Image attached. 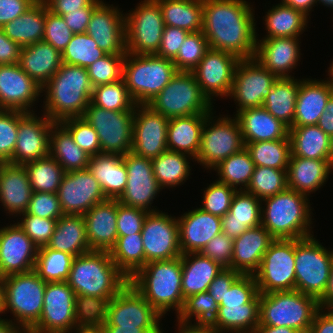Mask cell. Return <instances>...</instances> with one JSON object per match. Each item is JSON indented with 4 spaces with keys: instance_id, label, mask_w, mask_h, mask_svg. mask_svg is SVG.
Here are the masks:
<instances>
[{
    "instance_id": "obj_1",
    "label": "cell",
    "mask_w": 333,
    "mask_h": 333,
    "mask_svg": "<svg viewBox=\"0 0 333 333\" xmlns=\"http://www.w3.org/2000/svg\"><path fill=\"white\" fill-rule=\"evenodd\" d=\"M253 12L245 0H203L202 32L209 48L254 58L258 37Z\"/></svg>"
},
{
    "instance_id": "obj_2",
    "label": "cell",
    "mask_w": 333,
    "mask_h": 333,
    "mask_svg": "<svg viewBox=\"0 0 333 333\" xmlns=\"http://www.w3.org/2000/svg\"><path fill=\"white\" fill-rule=\"evenodd\" d=\"M93 86L87 69L62 63L58 71L42 87L44 113L54 122L82 117L91 102Z\"/></svg>"
},
{
    "instance_id": "obj_3",
    "label": "cell",
    "mask_w": 333,
    "mask_h": 333,
    "mask_svg": "<svg viewBox=\"0 0 333 333\" xmlns=\"http://www.w3.org/2000/svg\"><path fill=\"white\" fill-rule=\"evenodd\" d=\"M129 283L162 316L171 308L178 316L185 302L182 294V255L146 263L129 279Z\"/></svg>"
},
{
    "instance_id": "obj_4",
    "label": "cell",
    "mask_w": 333,
    "mask_h": 333,
    "mask_svg": "<svg viewBox=\"0 0 333 333\" xmlns=\"http://www.w3.org/2000/svg\"><path fill=\"white\" fill-rule=\"evenodd\" d=\"M66 282L76 295L111 299L129 279L115 265L109 251L93 250L74 257Z\"/></svg>"
},
{
    "instance_id": "obj_5",
    "label": "cell",
    "mask_w": 333,
    "mask_h": 333,
    "mask_svg": "<svg viewBox=\"0 0 333 333\" xmlns=\"http://www.w3.org/2000/svg\"><path fill=\"white\" fill-rule=\"evenodd\" d=\"M261 201L266 203L261 207V225L274 239H302L312 235L308 196L287 188Z\"/></svg>"
},
{
    "instance_id": "obj_6",
    "label": "cell",
    "mask_w": 333,
    "mask_h": 333,
    "mask_svg": "<svg viewBox=\"0 0 333 333\" xmlns=\"http://www.w3.org/2000/svg\"><path fill=\"white\" fill-rule=\"evenodd\" d=\"M320 309L318 300L294 289L260 293L259 325L290 327L309 333L313 317Z\"/></svg>"
},
{
    "instance_id": "obj_7",
    "label": "cell",
    "mask_w": 333,
    "mask_h": 333,
    "mask_svg": "<svg viewBox=\"0 0 333 333\" xmlns=\"http://www.w3.org/2000/svg\"><path fill=\"white\" fill-rule=\"evenodd\" d=\"M172 60L155 54L136 55L126 52L122 78L137 105H147L177 73Z\"/></svg>"
},
{
    "instance_id": "obj_8",
    "label": "cell",
    "mask_w": 333,
    "mask_h": 333,
    "mask_svg": "<svg viewBox=\"0 0 333 333\" xmlns=\"http://www.w3.org/2000/svg\"><path fill=\"white\" fill-rule=\"evenodd\" d=\"M45 287L35 270L5 276L1 314L11 311L14 323L29 332L40 319Z\"/></svg>"
},
{
    "instance_id": "obj_9",
    "label": "cell",
    "mask_w": 333,
    "mask_h": 333,
    "mask_svg": "<svg viewBox=\"0 0 333 333\" xmlns=\"http://www.w3.org/2000/svg\"><path fill=\"white\" fill-rule=\"evenodd\" d=\"M147 105L169 119L213 111V103L202 93L193 72L186 71H178Z\"/></svg>"
},
{
    "instance_id": "obj_10",
    "label": "cell",
    "mask_w": 333,
    "mask_h": 333,
    "mask_svg": "<svg viewBox=\"0 0 333 333\" xmlns=\"http://www.w3.org/2000/svg\"><path fill=\"white\" fill-rule=\"evenodd\" d=\"M313 236L295 239V289L318 300L326 290L333 250L328 251Z\"/></svg>"
},
{
    "instance_id": "obj_11",
    "label": "cell",
    "mask_w": 333,
    "mask_h": 333,
    "mask_svg": "<svg viewBox=\"0 0 333 333\" xmlns=\"http://www.w3.org/2000/svg\"><path fill=\"white\" fill-rule=\"evenodd\" d=\"M212 112L205 119L200 148L194 160L210 170L245 147L236 117L222 116L215 121Z\"/></svg>"
},
{
    "instance_id": "obj_12",
    "label": "cell",
    "mask_w": 333,
    "mask_h": 333,
    "mask_svg": "<svg viewBox=\"0 0 333 333\" xmlns=\"http://www.w3.org/2000/svg\"><path fill=\"white\" fill-rule=\"evenodd\" d=\"M125 13L126 52L136 55L156 54L165 27L156 0H144Z\"/></svg>"
},
{
    "instance_id": "obj_13",
    "label": "cell",
    "mask_w": 333,
    "mask_h": 333,
    "mask_svg": "<svg viewBox=\"0 0 333 333\" xmlns=\"http://www.w3.org/2000/svg\"><path fill=\"white\" fill-rule=\"evenodd\" d=\"M97 132L101 153L125 155L133 144L134 111H113L91 102L82 116Z\"/></svg>"
},
{
    "instance_id": "obj_14",
    "label": "cell",
    "mask_w": 333,
    "mask_h": 333,
    "mask_svg": "<svg viewBox=\"0 0 333 333\" xmlns=\"http://www.w3.org/2000/svg\"><path fill=\"white\" fill-rule=\"evenodd\" d=\"M259 293L295 289V239H274L254 274Z\"/></svg>"
},
{
    "instance_id": "obj_15",
    "label": "cell",
    "mask_w": 333,
    "mask_h": 333,
    "mask_svg": "<svg viewBox=\"0 0 333 333\" xmlns=\"http://www.w3.org/2000/svg\"><path fill=\"white\" fill-rule=\"evenodd\" d=\"M75 296L66 281L47 282L40 319L28 333H76Z\"/></svg>"
},
{
    "instance_id": "obj_16",
    "label": "cell",
    "mask_w": 333,
    "mask_h": 333,
    "mask_svg": "<svg viewBox=\"0 0 333 333\" xmlns=\"http://www.w3.org/2000/svg\"><path fill=\"white\" fill-rule=\"evenodd\" d=\"M278 77L256 59H240L229 96L238 103L237 113L247 108L262 107L270 87Z\"/></svg>"
},
{
    "instance_id": "obj_17",
    "label": "cell",
    "mask_w": 333,
    "mask_h": 333,
    "mask_svg": "<svg viewBox=\"0 0 333 333\" xmlns=\"http://www.w3.org/2000/svg\"><path fill=\"white\" fill-rule=\"evenodd\" d=\"M162 315L128 283L108 304L107 321L103 326L160 328Z\"/></svg>"
},
{
    "instance_id": "obj_18",
    "label": "cell",
    "mask_w": 333,
    "mask_h": 333,
    "mask_svg": "<svg viewBox=\"0 0 333 333\" xmlns=\"http://www.w3.org/2000/svg\"><path fill=\"white\" fill-rule=\"evenodd\" d=\"M142 243L145 264L169 260L182 255L179 245L178 220L165 212H149L144 220Z\"/></svg>"
},
{
    "instance_id": "obj_19",
    "label": "cell",
    "mask_w": 333,
    "mask_h": 333,
    "mask_svg": "<svg viewBox=\"0 0 333 333\" xmlns=\"http://www.w3.org/2000/svg\"><path fill=\"white\" fill-rule=\"evenodd\" d=\"M127 168V183L124 193L118 201L126 206L137 207L148 212H157L151 208L153 199L162 190L153 173L152 160L132 152L123 155Z\"/></svg>"
},
{
    "instance_id": "obj_20",
    "label": "cell",
    "mask_w": 333,
    "mask_h": 333,
    "mask_svg": "<svg viewBox=\"0 0 333 333\" xmlns=\"http://www.w3.org/2000/svg\"><path fill=\"white\" fill-rule=\"evenodd\" d=\"M239 61L232 53L209 49L192 71L202 93L211 103L215 100L213 97H229Z\"/></svg>"
},
{
    "instance_id": "obj_21",
    "label": "cell",
    "mask_w": 333,
    "mask_h": 333,
    "mask_svg": "<svg viewBox=\"0 0 333 333\" xmlns=\"http://www.w3.org/2000/svg\"><path fill=\"white\" fill-rule=\"evenodd\" d=\"M57 195L64 215H83L95 204L107 200L88 168L66 172Z\"/></svg>"
},
{
    "instance_id": "obj_22",
    "label": "cell",
    "mask_w": 333,
    "mask_h": 333,
    "mask_svg": "<svg viewBox=\"0 0 333 333\" xmlns=\"http://www.w3.org/2000/svg\"><path fill=\"white\" fill-rule=\"evenodd\" d=\"M169 118L155 112L148 105H136L133 118L131 152L153 160L167 149Z\"/></svg>"
},
{
    "instance_id": "obj_23",
    "label": "cell",
    "mask_w": 333,
    "mask_h": 333,
    "mask_svg": "<svg viewBox=\"0 0 333 333\" xmlns=\"http://www.w3.org/2000/svg\"><path fill=\"white\" fill-rule=\"evenodd\" d=\"M42 116L19 111L17 141L9 163L24 165L49 155L50 131L55 122Z\"/></svg>"
},
{
    "instance_id": "obj_24",
    "label": "cell",
    "mask_w": 333,
    "mask_h": 333,
    "mask_svg": "<svg viewBox=\"0 0 333 333\" xmlns=\"http://www.w3.org/2000/svg\"><path fill=\"white\" fill-rule=\"evenodd\" d=\"M38 247L17 223L0 228V276L34 270Z\"/></svg>"
},
{
    "instance_id": "obj_25",
    "label": "cell",
    "mask_w": 333,
    "mask_h": 333,
    "mask_svg": "<svg viewBox=\"0 0 333 333\" xmlns=\"http://www.w3.org/2000/svg\"><path fill=\"white\" fill-rule=\"evenodd\" d=\"M125 15L103 1L94 9L86 33L106 54H126Z\"/></svg>"
},
{
    "instance_id": "obj_26",
    "label": "cell",
    "mask_w": 333,
    "mask_h": 333,
    "mask_svg": "<svg viewBox=\"0 0 333 333\" xmlns=\"http://www.w3.org/2000/svg\"><path fill=\"white\" fill-rule=\"evenodd\" d=\"M41 93L42 87L19 64L0 65V109L33 113Z\"/></svg>"
},
{
    "instance_id": "obj_27",
    "label": "cell",
    "mask_w": 333,
    "mask_h": 333,
    "mask_svg": "<svg viewBox=\"0 0 333 333\" xmlns=\"http://www.w3.org/2000/svg\"><path fill=\"white\" fill-rule=\"evenodd\" d=\"M178 220L179 245L182 254L199 253L217 234L222 233L221 217L201 208L184 213Z\"/></svg>"
},
{
    "instance_id": "obj_28",
    "label": "cell",
    "mask_w": 333,
    "mask_h": 333,
    "mask_svg": "<svg viewBox=\"0 0 333 333\" xmlns=\"http://www.w3.org/2000/svg\"><path fill=\"white\" fill-rule=\"evenodd\" d=\"M299 39L295 37H274L259 41L257 39L254 59L278 78L293 77L290 72L298 65L301 55Z\"/></svg>"
},
{
    "instance_id": "obj_29",
    "label": "cell",
    "mask_w": 333,
    "mask_h": 333,
    "mask_svg": "<svg viewBox=\"0 0 333 333\" xmlns=\"http://www.w3.org/2000/svg\"><path fill=\"white\" fill-rule=\"evenodd\" d=\"M273 240L274 238L262 225L247 229L233 239L230 269L242 275H254Z\"/></svg>"
},
{
    "instance_id": "obj_30",
    "label": "cell",
    "mask_w": 333,
    "mask_h": 333,
    "mask_svg": "<svg viewBox=\"0 0 333 333\" xmlns=\"http://www.w3.org/2000/svg\"><path fill=\"white\" fill-rule=\"evenodd\" d=\"M83 218L90 248L97 251H110L118 237L117 199H107L95 204L83 214Z\"/></svg>"
},
{
    "instance_id": "obj_31",
    "label": "cell",
    "mask_w": 333,
    "mask_h": 333,
    "mask_svg": "<svg viewBox=\"0 0 333 333\" xmlns=\"http://www.w3.org/2000/svg\"><path fill=\"white\" fill-rule=\"evenodd\" d=\"M32 192L24 165L0 163V201L8 214L25 213Z\"/></svg>"
},
{
    "instance_id": "obj_32",
    "label": "cell",
    "mask_w": 333,
    "mask_h": 333,
    "mask_svg": "<svg viewBox=\"0 0 333 333\" xmlns=\"http://www.w3.org/2000/svg\"><path fill=\"white\" fill-rule=\"evenodd\" d=\"M332 93L333 87L327 80L302 79L292 127L317 125Z\"/></svg>"
},
{
    "instance_id": "obj_33",
    "label": "cell",
    "mask_w": 333,
    "mask_h": 333,
    "mask_svg": "<svg viewBox=\"0 0 333 333\" xmlns=\"http://www.w3.org/2000/svg\"><path fill=\"white\" fill-rule=\"evenodd\" d=\"M235 115L244 143L289 139V128L263 106L247 108Z\"/></svg>"
},
{
    "instance_id": "obj_34",
    "label": "cell",
    "mask_w": 333,
    "mask_h": 333,
    "mask_svg": "<svg viewBox=\"0 0 333 333\" xmlns=\"http://www.w3.org/2000/svg\"><path fill=\"white\" fill-rule=\"evenodd\" d=\"M262 201L246 190H237L229 211L221 218L222 233L235 239L247 229L261 225Z\"/></svg>"
},
{
    "instance_id": "obj_35",
    "label": "cell",
    "mask_w": 333,
    "mask_h": 333,
    "mask_svg": "<svg viewBox=\"0 0 333 333\" xmlns=\"http://www.w3.org/2000/svg\"><path fill=\"white\" fill-rule=\"evenodd\" d=\"M332 168L330 159H306L291 156L287 167L288 189L309 197L327 181Z\"/></svg>"
},
{
    "instance_id": "obj_36",
    "label": "cell",
    "mask_w": 333,
    "mask_h": 333,
    "mask_svg": "<svg viewBox=\"0 0 333 333\" xmlns=\"http://www.w3.org/2000/svg\"><path fill=\"white\" fill-rule=\"evenodd\" d=\"M39 86L43 87L62 65V54L44 41L23 47L19 63Z\"/></svg>"
},
{
    "instance_id": "obj_37",
    "label": "cell",
    "mask_w": 333,
    "mask_h": 333,
    "mask_svg": "<svg viewBox=\"0 0 333 333\" xmlns=\"http://www.w3.org/2000/svg\"><path fill=\"white\" fill-rule=\"evenodd\" d=\"M88 169L99 182L107 199H119L127 183L123 156L100 153L90 157Z\"/></svg>"
},
{
    "instance_id": "obj_38",
    "label": "cell",
    "mask_w": 333,
    "mask_h": 333,
    "mask_svg": "<svg viewBox=\"0 0 333 333\" xmlns=\"http://www.w3.org/2000/svg\"><path fill=\"white\" fill-rule=\"evenodd\" d=\"M208 114L170 118L167 126V149L197 157L204 122Z\"/></svg>"
},
{
    "instance_id": "obj_39",
    "label": "cell",
    "mask_w": 333,
    "mask_h": 333,
    "mask_svg": "<svg viewBox=\"0 0 333 333\" xmlns=\"http://www.w3.org/2000/svg\"><path fill=\"white\" fill-rule=\"evenodd\" d=\"M224 269L219 263L199 253L182 254V294L206 292L214 278Z\"/></svg>"
},
{
    "instance_id": "obj_40",
    "label": "cell",
    "mask_w": 333,
    "mask_h": 333,
    "mask_svg": "<svg viewBox=\"0 0 333 333\" xmlns=\"http://www.w3.org/2000/svg\"><path fill=\"white\" fill-rule=\"evenodd\" d=\"M48 248L76 257L90 251L83 215H63L57 219Z\"/></svg>"
},
{
    "instance_id": "obj_41",
    "label": "cell",
    "mask_w": 333,
    "mask_h": 333,
    "mask_svg": "<svg viewBox=\"0 0 333 333\" xmlns=\"http://www.w3.org/2000/svg\"><path fill=\"white\" fill-rule=\"evenodd\" d=\"M45 20L46 3L37 0L21 16L5 24L1 29L23 48L43 40Z\"/></svg>"
},
{
    "instance_id": "obj_42",
    "label": "cell",
    "mask_w": 333,
    "mask_h": 333,
    "mask_svg": "<svg viewBox=\"0 0 333 333\" xmlns=\"http://www.w3.org/2000/svg\"><path fill=\"white\" fill-rule=\"evenodd\" d=\"M259 303L260 293L242 306H219L210 325L217 333H254L259 325Z\"/></svg>"
},
{
    "instance_id": "obj_43",
    "label": "cell",
    "mask_w": 333,
    "mask_h": 333,
    "mask_svg": "<svg viewBox=\"0 0 333 333\" xmlns=\"http://www.w3.org/2000/svg\"><path fill=\"white\" fill-rule=\"evenodd\" d=\"M49 154L62 166L65 172L88 168L91 155L82 150L70 132L55 122L50 131Z\"/></svg>"
},
{
    "instance_id": "obj_44",
    "label": "cell",
    "mask_w": 333,
    "mask_h": 333,
    "mask_svg": "<svg viewBox=\"0 0 333 333\" xmlns=\"http://www.w3.org/2000/svg\"><path fill=\"white\" fill-rule=\"evenodd\" d=\"M300 81L294 77L278 78L263 103V107L289 129L293 126Z\"/></svg>"
},
{
    "instance_id": "obj_45",
    "label": "cell",
    "mask_w": 333,
    "mask_h": 333,
    "mask_svg": "<svg viewBox=\"0 0 333 333\" xmlns=\"http://www.w3.org/2000/svg\"><path fill=\"white\" fill-rule=\"evenodd\" d=\"M291 156L330 159L332 139L317 125L289 129Z\"/></svg>"
},
{
    "instance_id": "obj_46",
    "label": "cell",
    "mask_w": 333,
    "mask_h": 333,
    "mask_svg": "<svg viewBox=\"0 0 333 333\" xmlns=\"http://www.w3.org/2000/svg\"><path fill=\"white\" fill-rule=\"evenodd\" d=\"M162 11L165 26L188 32L203 29V0H156Z\"/></svg>"
},
{
    "instance_id": "obj_47",
    "label": "cell",
    "mask_w": 333,
    "mask_h": 333,
    "mask_svg": "<svg viewBox=\"0 0 333 333\" xmlns=\"http://www.w3.org/2000/svg\"><path fill=\"white\" fill-rule=\"evenodd\" d=\"M308 16L303 12L284 4H276L265 14V30L267 35L262 39L274 37L298 38L305 31Z\"/></svg>"
},
{
    "instance_id": "obj_48",
    "label": "cell",
    "mask_w": 333,
    "mask_h": 333,
    "mask_svg": "<svg viewBox=\"0 0 333 333\" xmlns=\"http://www.w3.org/2000/svg\"><path fill=\"white\" fill-rule=\"evenodd\" d=\"M189 157L194 159L181 152L166 150L152 160L154 176L162 189L185 183L191 171Z\"/></svg>"
},
{
    "instance_id": "obj_49",
    "label": "cell",
    "mask_w": 333,
    "mask_h": 333,
    "mask_svg": "<svg viewBox=\"0 0 333 333\" xmlns=\"http://www.w3.org/2000/svg\"><path fill=\"white\" fill-rule=\"evenodd\" d=\"M109 253L115 265L128 279L145 265L141 233L118 236Z\"/></svg>"
},
{
    "instance_id": "obj_50",
    "label": "cell",
    "mask_w": 333,
    "mask_h": 333,
    "mask_svg": "<svg viewBox=\"0 0 333 333\" xmlns=\"http://www.w3.org/2000/svg\"><path fill=\"white\" fill-rule=\"evenodd\" d=\"M110 300L96 296L76 295V333H96L107 321Z\"/></svg>"
},
{
    "instance_id": "obj_51",
    "label": "cell",
    "mask_w": 333,
    "mask_h": 333,
    "mask_svg": "<svg viewBox=\"0 0 333 333\" xmlns=\"http://www.w3.org/2000/svg\"><path fill=\"white\" fill-rule=\"evenodd\" d=\"M254 169L255 164L251 159V155L244 147L241 151L221 161L212 170L218 173V182L227 184L236 190H245L248 187ZM238 186L240 187L237 188Z\"/></svg>"
},
{
    "instance_id": "obj_52",
    "label": "cell",
    "mask_w": 333,
    "mask_h": 333,
    "mask_svg": "<svg viewBox=\"0 0 333 333\" xmlns=\"http://www.w3.org/2000/svg\"><path fill=\"white\" fill-rule=\"evenodd\" d=\"M24 167L33 192L57 193L66 173L50 154L28 162Z\"/></svg>"
},
{
    "instance_id": "obj_53",
    "label": "cell",
    "mask_w": 333,
    "mask_h": 333,
    "mask_svg": "<svg viewBox=\"0 0 333 333\" xmlns=\"http://www.w3.org/2000/svg\"><path fill=\"white\" fill-rule=\"evenodd\" d=\"M255 166L287 169L291 157L290 139L245 143Z\"/></svg>"
},
{
    "instance_id": "obj_54",
    "label": "cell",
    "mask_w": 333,
    "mask_h": 333,
    "mask_svg": "<svg viewBox=\"0 0 333 333\" xmlns=\"http://www.w3.org/2000/svg\"><path fill=\"white\" fill-rule=\"evenodd\" d=\"M74 256L43 246L38 248L34 270L38 276L47 282L66 281Z\"/></svg>"
},
{
    "instance_id": "obj_55",
    "label": "cell",
    "mask_w": 333,
    "mask_h": 333,
    "mask_svg": "<svg viewBox=\"0 0 333 333\" xmlns=\"http://www.w3.org/2000/svg\"><path fill=\"white\" fill-rule=\"evenodd\" d=\"M91 103L113 111H134L137 105L123 78L113 83L93 87Z\"/></svg>"
},
{
    "instance_id": "obj_56",
    "label": "cell",
    "mask_w": 333,
    "mask_h": 333,
    "mask_svg": "<svg viewBox=\"0 0 333 333\" xmlns=\"http://www.w3.org/2000/svg\"><path fill=\"white\" fill-rule=\"evenodd\" d=\"M287 188V169L255 166L254 173L245 190L263 200L283 192Z\"/></svg>"
},
{
    "instance_id": "obj_57",
    "label": "cell",
    "mask_w": 333,
    "mask_h": 333,
    "mask_svg": "<svg viewBox=\"0 0 333 333\" xmlns=\"http://www.w3.org/2000/svg\"><path fill=\"white\" fill-rule=\"evenodd\" d=\"M106 53L101 50L94 39L87 33H78L72 36L62 52V63L87 68Z\"/></svg>"
},
{
    "instance_id": "obj_58",
    "label": "cell",
    "mask_w": 333,
    "mask_h": 333,
    "mask_svg": "<svg viewBox=\"0 0 333 333\" xmlns=\"http://www.w3.org/2000/svg\"><path fill=\"white\" fill-rule=\"evenodd\" d=\"M218 309V303L206 291L186 298L181 312L176 317L178 320L190 322L195 316L196 323L211 324L218 314Z\"/></svg>"
},
{
    "instance_id": "obj_59",
    "label": "cell",
    "mask_w": 333,
    "mask_h": 333,
    "mask_svg": "<svg viewBox=\"0 0 333 333\" xmlns=\"http://www.w3.org/2000/svg\"><path fill=\"white\" fill-rule=\"evenodd\" d=\"M209 49L208 41L202 31L190 32L172 61L177 71L192 72Z\"/></svg>"
},
{
    "instance_id": "obj_60",
    "label": "cell",
    "mask_w": 333,
    "mask_h": 333,
    "mask_svg": "<svg viewBox=\"0 0 333 333\" xmlns=\"http://www.w3.org/2000/svg\"><path fill=\"white\" fill-rule=\"evenodd\" d=\"M124 58L125 54H106L88 66L86 69L92 86L121 80Z\"/></svg>"
},
{
    "instance_id": "obj_61",
    "label": "cell",
    "mask_w": 333,
    "mask_h": 333,
    "mask_svg": "<svg viewBox=\"0 0 333 333\" xmlns=\"http://www.w3.org/2000/svg\"><path fill=\"white\" fill-rule=\"evenodd\" d=\"M237 190L227 184L218 182L210 183L203 192L201 208L212 215L223 217L230 209L232 198Z\"/></svg>"
},
{
    "instance_id": "obj_62",
    "label": "cell",
    "mask_w": 333,
    "mask_h": 333,
    "mask_svg": "<svg viewBox=\"0 0 333 333\" xmlns=\"http://www.w3.org/2000/svg\"><path fill=\"white\" fill-rule=\"evenodd\" d=\"M72 135L74 142L89 155L101 153L95 129L83 117H71L60 122Z\"/></svg>"
},
{
    "instance_id": "obj_63",
    "label": "cell",
    "mask_w": 333,
    "mask_h": 333,
    "mask_svg": "<svg viewBox=\"0 0 333 333\" xmlns=\"http://www.w3.org/2000/svg\"><path fill=\"white\" fill-rule=\"evenodd\" d=\"M19 110L0 109V162H10L17 141Z\"/></svg>"
},
{
    "instance_id": "obj_64",
    "label": "cell",
    "mask_w": 333,
    "mask_h": 333,
    "mask_svg": "<svg viewBox=\"0 0 333 333\" xmlns=\"http://www.w3.org/2000/svg\"><path fill=\"white\" fill-rule=\"evenodd\" d=\"M19 222H16L20 228L30 237L32 242L41 248L46 246L54 233L57 220L41 218L35 215L22 213Z\"/></svg>"
},
{
    "instance_id": "obj_65",
    "label": "cell",
    "mask_w": 333,
    "mask_h": 333,
    "mask_svg": "<svg viewBox=\"0 0 333 333\" xmlns=\"http://www.w3.org/2000/svg\"><path fill=\"white\" fill-rule=\"evenodd\" d=\"M73 35L74 33L67 26L63 17L49 11L46 5V20L42 41L51 44L62 54Z\"/></svg>"
},
{
    "instance_id": "obj_66",
    "label": "cell",
    "mask_w": 333,
    "mask_h": 333,
    "mask_svg": "<svg viewBox=\"0 0 333 333\" xmlns=\"http://www.w3.org/2000/svg\"><path fill=\"white\" fill-rule=\"evenodd\" d=\"M258 286L254 275H240L226 291L219 306H242L257 294Z\"/></svg>"
},
{
    "instance_id": "obj_67",
    "label": "cell",
    "mask_w": 333,
    "mask_h": 333,
    "mask_svg": "<svg viewBox=\"0 0 333 333\" xmlns=\"http://www.w3.org/2000/svg\"><path fill=\"white\" fill-rule=\"evenodd\" d=\"M25 213L57 220L64 215L57 193L32 192Z\"/></svg>"
},
{
    "instance_id": "obj_68",
    "label": "cell",
    "mask_w": 333,
    "mask_h": 333,
    "mask_svg": "<svg viewBox=\"0 0 333 333\" xmlns=\"http://www.w3.org/2000/svg\"><path fill=\"white\" fill-rule=\"evenodd\" d=\"M149 212L121 204L117 199V231L118 236L141 233L144 220Z\"/></svg>"
},
{
    "instance_id": "obj_69",
    "label": "cell",
    "mask_w": 333,
    "mask_h": 333,
    "mask_svg": "<svg viewBox=\"0 0 333 333\" xmlns=\"http://www.w3.org/2000/svg\"><path fill=\"white\" fill-rule=\"evenodd\" d=\"M224 268L230 269L233 255V239L224 233L213 237L200 252Z\"/></svg>"
},
{
    "instance_id": "obj_70",
    "label": "cell",
    "mask_w": 333,
    "mask_h": 333,
    "mask_svg": "<svg viewBox=\"0 0 333 333\" xmlns=\"http://www.w3.org/2000/svg\"><path fill=\"white\" fill-rule=\"evenodd\" d=\"M190 32L171 26H165L158 52L155 54L162 58L173 60L180 49L181 44Z\"/></svg>"
},
{
    "instance_id": "obj_71",
    "label": "cell",
    "mask_w": 333,
    "mask_h": 333,
    "mask_svg": "<svg viewBox=\"0 0 333 333\" xmlns=\"http://www.w3.org/2000/svg\"><path fill=\"white\" fill-rule=\"evenodd\" d=\"M102 2V0H95L90 6L79 8V11H69L62 17L74 34L86 33L88 23L94 9Z\"/></svg>"
},
{
    "instance_id": "obj_72",
    "label": "cell",
    "mask_w": 333,
    "mask_h": 333,
    "mask_svg": "<svg viewBox=\"0 0 333 333\" xmlns=\"http://www.w3.org/2000/svg\"><path fill=\"white\" fill-rule=\"evenodd\" d=\"M241 274L236 270L224 268L212 281V283L208 287V292L214 298V300L220 304L222 298L226 291L229 290L230 286L233 282L240 276Z\"/></svg>"
},
{
    "instance_id": "obj_73",
    "label": "cell",
    "mask_w": 333,
    "mask_h": 333,
    "mask_svg": "<svg viewBox=\"0 0 333 333\" xmlns=\"http://www.w3.org/2000/svg\"><path fill=\"white\" fill-rule=\"evenodd\" d=\"M37 0H0V28L21 16Z\"/></svg>"
},
{
    "instance_id": "obj_74",
    "label": "cell",
    "mask_w": 333,
    "mask_h": 333,
    "mask_svg": "<svg viewBox=\"0 0 333 333\" xmlns=\"http://www.w3.org/2000/svg\"><path fill=\"white\" fill-rule=\"evenodd\" d=\"M22 47L0 28V65L18 64Z\"/></svg>"
},
{
    "instance_id": "obj_75",
    "label": "cell",
    "mask_w": 333,
    "mask_h": 333,
    "mask_svg": "<svg viewBox=\"0 0 333 333\" xmlns=\"http://www.w3.org/2000/svg\"><path fill=\"white\" fill-rule=\"evenodd\" d=\"M48 10L63 16L69 11H79V8L90 6L95 0H43Z\"/></svg>"
},
{
    "instance_id": "obj_76",
    "label": "cell",
    "mask_w": 333,
    "mask_h": 333,
    "mask_svg": "<svg viewBox=\"0 0 333 333\" xmlns=\"http://www.w3.org/2000/svg\"><path fill=\"white\" fill-rule=\"evenodd\" d=\"M320 308L313 317L309 333H333V310Z\"/></svg>"
},
{
    "instance_id": "obj_77",
    "label": "cell",
    "mask_w": 333,
    "mask_h": 333,
    "mask_svg": "<svg viewBox=\"0 0 333 333\" xmlns=\"http://www.w3.org/2000/svg\"><path fill=\"white\" fill-rule=\"evenodd\" d=\"M317 126L331 139L333 138V93L326 104L325 111L319 118Z\"/></svg>"
},
{
    "instance_id": "obj_78",
    "label": "cell",
    "mask_w": 333,
    "mask_h": 333,
    "mask_svg": "<svg viewBox=\"0 0 333 333\" xmlns=\"http://www.w3.org/2000/svg\"><path fill=\"white\" fill-rule=\"evenodd\" d=\"M178 333H217L215 329L210 324H201V323H195L192 324L191 322H184L181 320H178ZM161 333H163V330H161Z\"/></svg>"
},
{
    "instance_id": "obj_79",
    "label": "cell",
    "mask_w": 333,
    "mask_h": 333,
    "mask_svg": "<svg viewBox=\"0 0 333 333\" xmlns=\"http://www.w3.org/2000/svg\"><path fill=\"white\" fill-rule=\"evenodd\" d=\"M161 328L102 326L96 333H161Z\"/></svg>"
},
{
    "instance_id": "obj_80",
    "label": "cell",
    "mask_w": 333,
    "mask_h": 333,
    "mask_svg": "<svg viewBox=\"0 0 333 333\" xmlns=\"http://www.w3.org/2000/svg\"><path fill=\"white\" fill-rule=\"evenodd\" d=\"M319 307L333 310V264L324 294L318 299Z\"/></svg>"
}]
</instances>
